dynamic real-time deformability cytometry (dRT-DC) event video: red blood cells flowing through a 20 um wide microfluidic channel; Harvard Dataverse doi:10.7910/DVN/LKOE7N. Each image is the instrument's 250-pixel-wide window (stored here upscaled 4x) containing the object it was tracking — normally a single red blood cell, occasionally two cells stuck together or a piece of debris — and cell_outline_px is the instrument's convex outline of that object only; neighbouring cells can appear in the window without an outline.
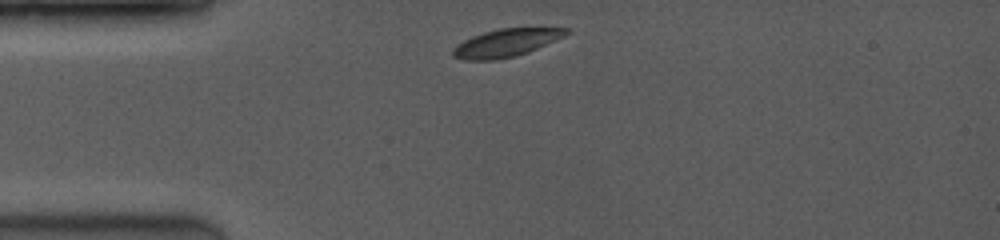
{"species": "common noctule bat (a hibernating species)", "species_latin": "Nyctalus noctula", "temperature_condition": "room temperature", "stored_images_in_passage": 2, "camera_frame_rate_fps": 3500, "um_per_image_px": 0.085, "animal": {"sex": "female", "body_mass_g": 19.0, "forearm_length_mm": 53.3}, "frame": {"image": 1, "passage_image": 1, "time_ms": 0.0, "image_size_px": [1000, 240], "cell_outline_px": [[572, 28], [564, 36], [528, 52], [516, 56], [496, 60], [464, 60], [452, 56], [452, 48], [456, 44], [472, 36], [484, 32], [500, 28]], "centroid_in_image_um": [42.97, 3.65], "position_along_channel_um": 42.0, "area_um2": 18.32}}